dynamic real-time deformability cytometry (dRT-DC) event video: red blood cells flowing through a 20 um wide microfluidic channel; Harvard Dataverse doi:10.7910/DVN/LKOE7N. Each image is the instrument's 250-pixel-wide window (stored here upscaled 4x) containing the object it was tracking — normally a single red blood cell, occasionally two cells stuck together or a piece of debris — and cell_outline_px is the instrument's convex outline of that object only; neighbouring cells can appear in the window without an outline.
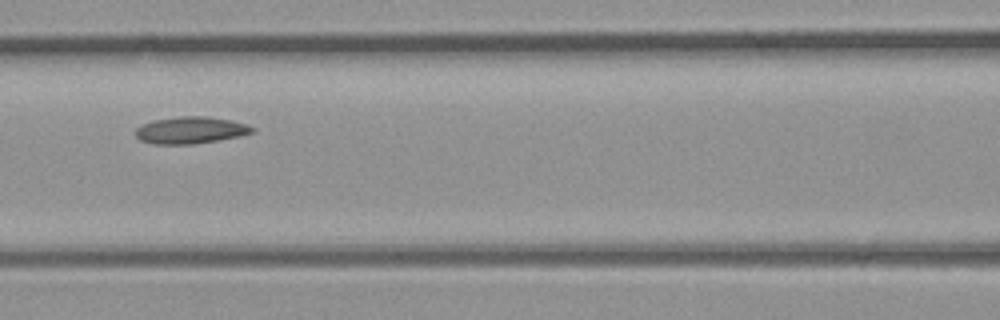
{"species": "common noctule bat (a hibernating species)", "species_latin": "Nyctalus noctula", "temperature_condition": "room temperature", "stored_images_in_passage": 8, "camera_frame_rate_fps": 3000, "um_per_image_px": 0.085, "animal": {"sex": "male", "body_mass_g": 23.1, "forearm_length_mm": 52.7}, "frame": {"image": 1, "passage_image": 8, "time_ms": 2.333, "image_size_px": [1000, 320], "cell_outline_px": [[256, 128], [252, 132], [240, 136], [192, 144], [152, 144], [140, 140], [136, 136], [136, 128], [152, 120], [180, 116], [204, 116], [228, 120], [248, 124]], "centroid_in_image_um": [16.18, 11.06], "position_along_channel_um": 150.4, "area_um2": 18.15}}